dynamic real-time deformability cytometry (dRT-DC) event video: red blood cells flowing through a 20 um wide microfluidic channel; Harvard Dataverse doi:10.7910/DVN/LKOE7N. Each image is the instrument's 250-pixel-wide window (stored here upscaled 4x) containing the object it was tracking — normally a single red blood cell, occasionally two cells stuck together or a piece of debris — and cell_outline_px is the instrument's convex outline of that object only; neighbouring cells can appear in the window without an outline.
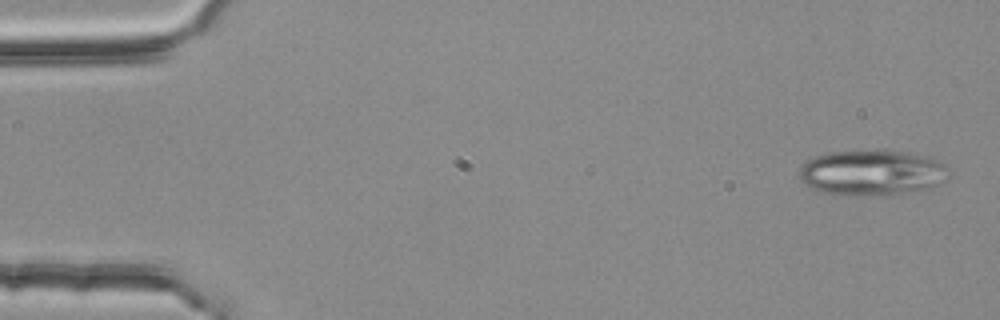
{"species": "common noctule bat (a hibernating species)", "species_latin": "Nyctalus noctula", "temperature_condition": "room temperature", "stored_images_in_passage": 52, "camera_frame_rate_fps": 3000, "um_per_image_px": 0.085, "animal": {"sex": "female", "body_mass_g": 25.1}, "frame": {"image": 1, "passage_image": 1, "time_ms": 0.0, "image_size_px": [1000, 320], "cell_outline_px": [[948, 168], [940, 184], [892, 196], [840, 196], [824, 192], [812, 188], [804, 184], [800, 180], [800, 168], [808, 160], [816, 156], [832, 152], [884, 148], [908, 152], [924, 156], [936, 160], [944, 164]], "centroid_in_image_um": [74.07, 14.68], "position_along_channel_um": 10.9, "area_um2": 40.17}}
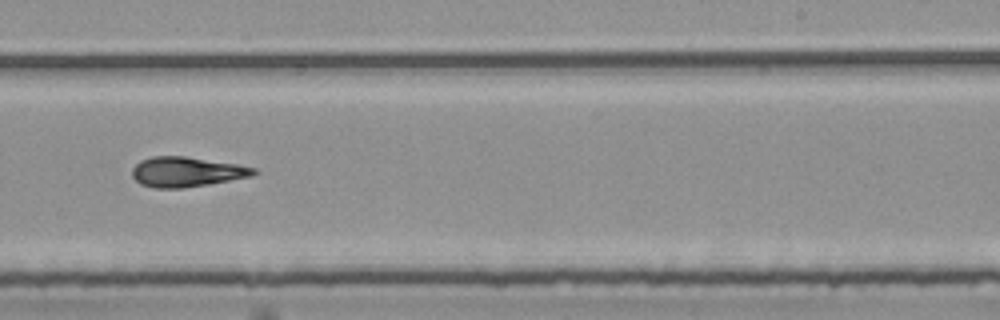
{"frame": {"image": 2, "passage_image": 32, "time_ms": 10.333, "image_size_px": [1000, 320], "cell_outline_px": [[260, 172], [252, 176], [180, 188], [152, 188], [140, 184], [132, 176], [132, 168], [140, 160], [152, 156], [184, 156], [236, 164], [256, 168]], "centroid_in_image_um": [15.82, 14.6], "position_along_channel_um": 273.2, "area_um2": 21.04}}
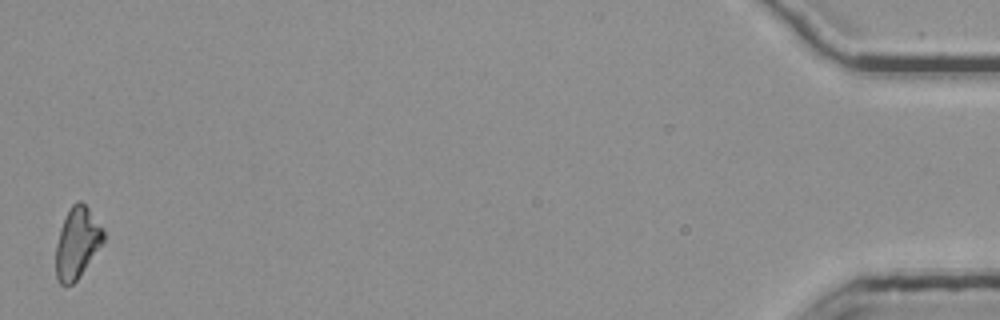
{"frame": {"image": 3, "passage_image": 52, "time_ms": 17.0, "image_size_px": [1000, 320], "cell_outline_px": [[104, 240], [80, 276], [72, 284], [60, 284], [56, 280], [56, 244], [60, 228], [72, 204], [76, 200], [80, 200], [88, 208], [104, 228]], "centroid_in_image_um": [6.55, 20.64], "position_along_channel_um": 428.6, "area_um2": 19.54}, "authors_computed_cell_mechanics": {"area_um2": 20.9814, "velocity_mm_per_s": 3.7925, "shape_relaxation_time_tau1_ms": null, "shape_relaxation_time_tau2_ms": 4.4363, "deformation_change_tau1": null, "deformation_change_tau2": 0.1428}}